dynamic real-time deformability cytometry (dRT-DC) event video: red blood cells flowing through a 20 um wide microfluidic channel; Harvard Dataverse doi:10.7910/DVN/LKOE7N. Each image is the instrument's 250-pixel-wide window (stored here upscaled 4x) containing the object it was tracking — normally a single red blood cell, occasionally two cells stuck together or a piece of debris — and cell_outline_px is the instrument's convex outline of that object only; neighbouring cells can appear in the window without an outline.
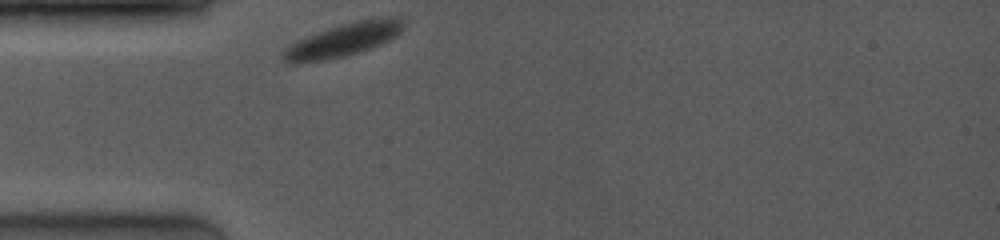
{"species": "common noctule bat (a hibernating species)", "species_latin": "Nyctalus noctula", "temperature_condition": "room temperature", "stored_images_in_passage": 28, "camera_frame_rate_fps": 4000, "um_per_image_px": 0.085, "animal": {"sex": "female", "body_mass_g": 19.0, "forearm_length_mm": 53.3}, "frame": {"image": 1, "passage_image": 1, "time_ms": 0.0, "image_size_px": [1000, 240], "cell_outline_px": [[404, 28], [396, 36], [380, 44], [348, 56], [324, 60], [296, 64], [284, 64], [280, 56], [280, 52], [288, 44], [296, 40], [328, 28], [352, 20], [396, 16], [404, 24]], "centroid_in_image_um": [29.07, 3.41], "position_along_channel_um": 55.9, "area_um2": 23.81}}
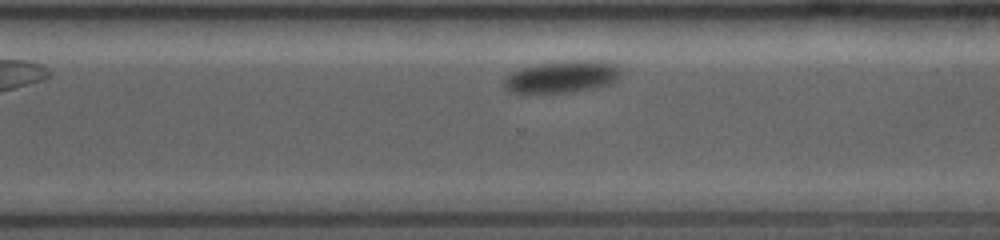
{"frame": {"image": 2, "passage_image": 22, "time_ms": 7.75, "image_size_px": [1000, 240], "cell_outline_px": [[624, 72], [620, 80], [612, 84], [596, 88], [564, 92], [512, 92], [504, 88], [500, 84], [512, 72], [520, 68], [540, 64], [588, 60], [604, 60], [620, 64], [624, 68]], "centroid_in_image_um": [47.93, 6.51], "position_along_channel_um": 322.7, "area_um2": 22.08}}
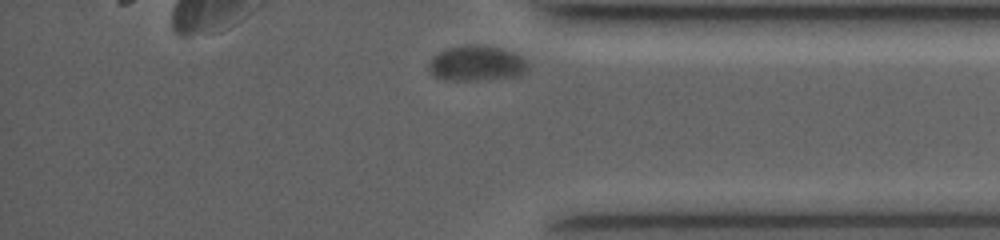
{"frame": {"image": 3, "passage_image": 27, "time_ms": 9.75, "image_size_px": [1000, 240], "cell_outline_px": [[528, 68], [520, 76], [476, 80], [444, 80], [436, 76], [428, 68], [428, 64], [432, 56], [448, 48], [468, 44], [500, 48], [512, 52], [520, 56], [524, 60]], "centroid_in_image_um": [40.48, 5.39], "position_along_channel_um": 394.7, "area_um2": 20.11}, "authors_computed_cell_mechanics": {"area_um2": 23.409, "velocity_mm_per_s": 3.5097, "shape_relaxation_time_tau1_ms": 1.2286, "shape_relaxation_time_tau2_ms": null, "deformation_change_tau1": 0.0731, "deformation_change_tau2": null}}